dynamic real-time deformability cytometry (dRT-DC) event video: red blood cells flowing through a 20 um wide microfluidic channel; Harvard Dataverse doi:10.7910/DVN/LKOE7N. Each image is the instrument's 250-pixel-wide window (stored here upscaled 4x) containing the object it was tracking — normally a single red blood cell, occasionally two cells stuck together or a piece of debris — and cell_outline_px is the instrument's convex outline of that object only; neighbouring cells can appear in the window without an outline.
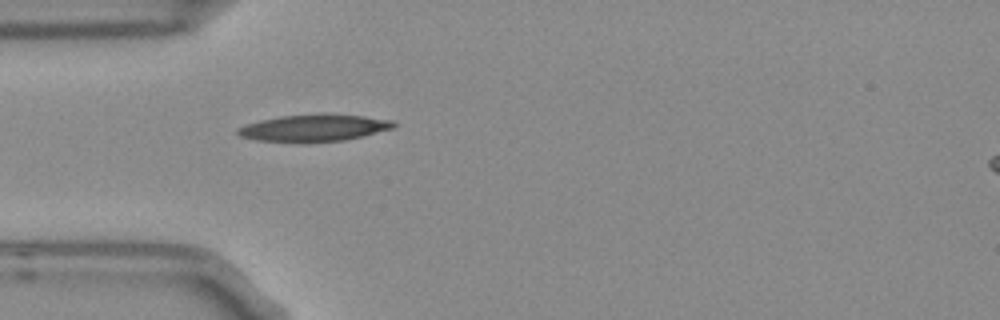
{"species": "Egyptian fruit bat (a non-hibernating species)", "species_latin": "Rousettus aegyptiacus", "temperature_condition": "room temperature", "stored_images_in_passage": 1, "camera_frame_rate_fps": 3000, "um_per_image_px": 0.085, "frame": {"image": 1, "passage_image": 1, "time_ms": 0.0, "image_size_px": [1000, 320], "cell_outline_px": [[396, 128], [344, 140], [256, 140], [240, 136], [236, 132], [236, 128], [244, 124], [260, 120], [280, 116], [364, 116], [392, 120], [396, 124]], "centroid_in_image_um": [26.68, 10.87], "position_along_channel_um": 58.3, "area_um2": 22.95}}